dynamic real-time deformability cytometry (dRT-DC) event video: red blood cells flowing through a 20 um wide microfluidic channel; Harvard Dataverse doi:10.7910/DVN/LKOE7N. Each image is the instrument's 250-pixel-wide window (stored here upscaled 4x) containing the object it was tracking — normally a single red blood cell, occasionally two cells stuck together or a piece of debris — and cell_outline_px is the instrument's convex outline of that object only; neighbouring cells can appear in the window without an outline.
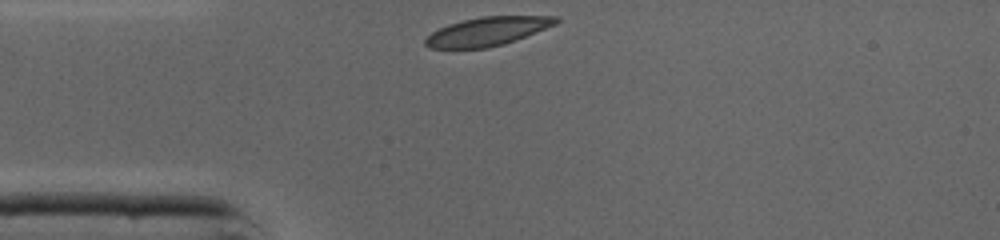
{"species": "common noctule bat (a hibernating species)", "species_latin": "Nyctalus noctula", "temperature_condition": "cold", "stored_images_in_passage": 26, "camera_frame_rate_fps": 3000, "um_per_image_px": 0.085, "animal": {"sex": "male", "body_mass_g": 19.0, "forearm_length_mm": 50.8}, "frame": {"image": 1, "passage_image": 1, "time_ms": 0.0, "image_size_px": [1000, 240], "cell_outline_px": [[560, 20], [556, 24], [504, 44], [488, 48], [428, 48], [424, 44], [424, 40], [432, 32], [448, 24], [480, 16], [560, 16]], "centroid_in_image_um": [41.42, 2.66], "position_along_channel_um": 43.6, "area_um2": 21.68}}
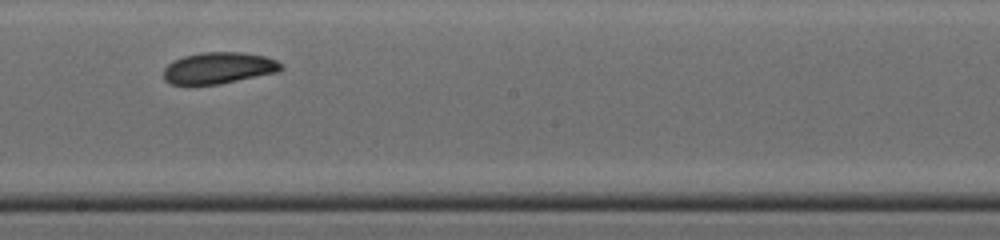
{"frame": {"image": 2, "passage_image": 15, "time_ms": 4.667, "image_size_px": [1000, 240], "cell_outline_px": [[284, 68], [280, 72], [220, 84], [172, 84], [164, 80], [164, 68], [172, 60], [184, 56], [200, 52], [244, 52], [264, 56], [276, 60], [284, 64]], "centroid_in_image_um": [18.63, 5.77], "position_along_channel_um": 229.6, "area_um2": 21.79}}
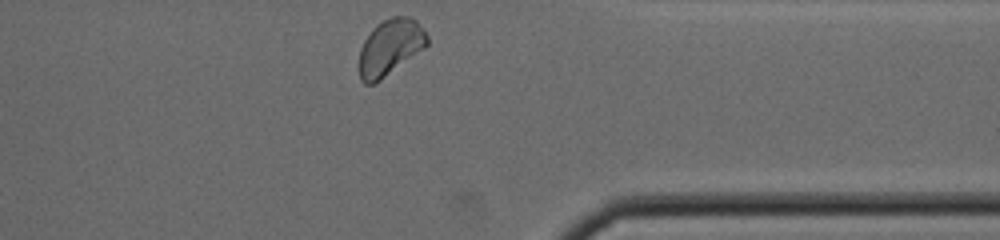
{"frame": {"image": 3, "passage_image": 26, "time_ms": 8.333, "image_size_px": [1000, 240], "cell_outline_px": [[428, 44], [424, 48], [380, 80], [372, 84], [364, 84], [360, 80], [360, 48], [364, 40], [372, 28], [376, 24], [392, 16], [412, 16], [416, 20], [428, 36]], "centroid_in_image_um": [33.16, 3.99], "position_along_channel_um": 378.2, "area_um2": 22.08}, "authors_computed_cell_mechanics": {"area_um2": 21.9929, "velocity_mm_per_s": 4.3213, "shape_relaxation_time_tau1_ms": 3.729, "shape_relaxation_time_tau2_ms": null, "deformation_change_tau1": 0.1154, "deformation_change_tau2": null}}